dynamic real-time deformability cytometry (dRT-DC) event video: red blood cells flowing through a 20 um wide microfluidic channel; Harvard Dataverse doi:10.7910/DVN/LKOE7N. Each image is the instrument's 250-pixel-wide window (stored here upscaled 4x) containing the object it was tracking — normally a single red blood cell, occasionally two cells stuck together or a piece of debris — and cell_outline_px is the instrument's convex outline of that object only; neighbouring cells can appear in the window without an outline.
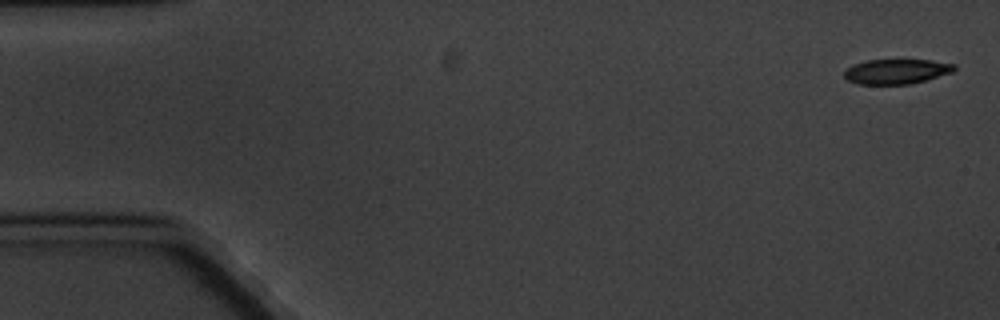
{"species": "common noctule bat (a hibernating species)", "species_latin": "Nyctalus noctula", "temperature_condition": "cold", "stored_images_in_passage": 6, "camera_frame_rate_fps": 3000, "um_per_image_px": 0.085, "animal": {"sex": "male", "body_mass_g": 20.1, "forearm_length_mm": 53.5}, "frame": {"image": 1, "passage_image": 1, "time_ms": 0.0, "image_size_px": [1000, 320], "cell_outline_px": [[956, 68], [952, 72], [924, 80], [908, 84], [856, 84], [848, 80], [844, 76], [844, 68], [868, 60], [932, 60], [956, 64]], "centroid_in_image_um": [76.18, 6.07], "position_along_channel_um": 8.8, "area_um2": 15.84}}
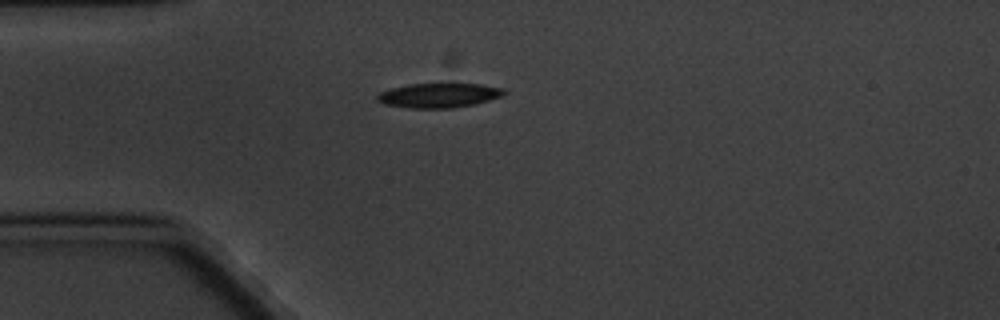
{"frame": {"image": 2, "passage_image": 5, "time_ms": 4.667, "image_size_px": [1000, 320], "cell_outline_px": [[508, 92], [504, 96], [476, 104], [452, 108], [408, 108], [384, 104], [376, 100], [376, 96], [380, 92], [392, 88], [408, 84], [480, 84], [504, 88]], "centroid_in_image_um": [37.34, 8.11], "position_along_channel_um": 47.7, "area_um2": 18.26}}